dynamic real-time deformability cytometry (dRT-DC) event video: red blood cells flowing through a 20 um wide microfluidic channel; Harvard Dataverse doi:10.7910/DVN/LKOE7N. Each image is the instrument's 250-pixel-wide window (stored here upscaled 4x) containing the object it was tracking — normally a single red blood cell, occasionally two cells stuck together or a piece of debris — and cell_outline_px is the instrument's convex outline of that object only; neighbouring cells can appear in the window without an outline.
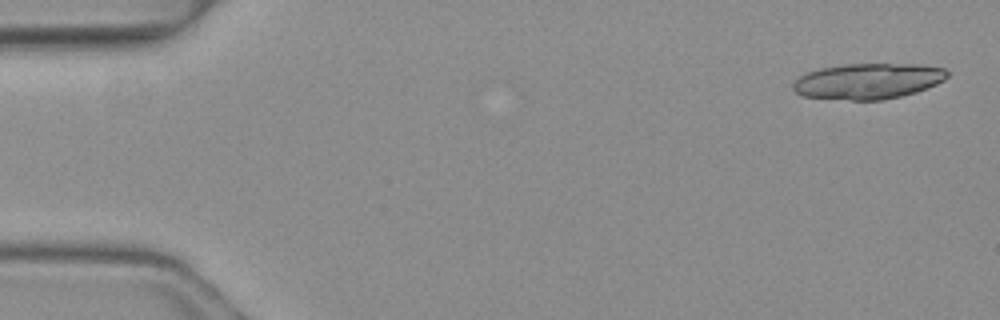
{"species": "common noctule bat (a hibernating species)", "species_latin": "Nyctalus noctula", "temperature_condition": "warm", "stored_images_in_passage": 4, "segment_of_instrument_passage": [2, 2], "camera_frame_rate_fps": 3000, "um_per_image_px": 0.085, "animal": {"sex": "female", "body_mass_g": 19.3, "forearm_length_mm": 54.1}, "frame": {"image": 1, "passage_image": 4, "time_ms": 1.0, "image_size_px": [1000, 320], "cell_outline_px": [[948, 76], [944, 80], [936, 84], [916, 92], [884, 100], [852, 100], [804, 96], [796, 92], [792, 88], [792, 84], [800, 76], [808, 72], [820, 68], [844, 64], [920, 64], [944, 68], [948, 72]], "centroid_in_image_um": [73.8, 6.89], "position_along_channel_um": 11.2, "area_um2": 32.02}}